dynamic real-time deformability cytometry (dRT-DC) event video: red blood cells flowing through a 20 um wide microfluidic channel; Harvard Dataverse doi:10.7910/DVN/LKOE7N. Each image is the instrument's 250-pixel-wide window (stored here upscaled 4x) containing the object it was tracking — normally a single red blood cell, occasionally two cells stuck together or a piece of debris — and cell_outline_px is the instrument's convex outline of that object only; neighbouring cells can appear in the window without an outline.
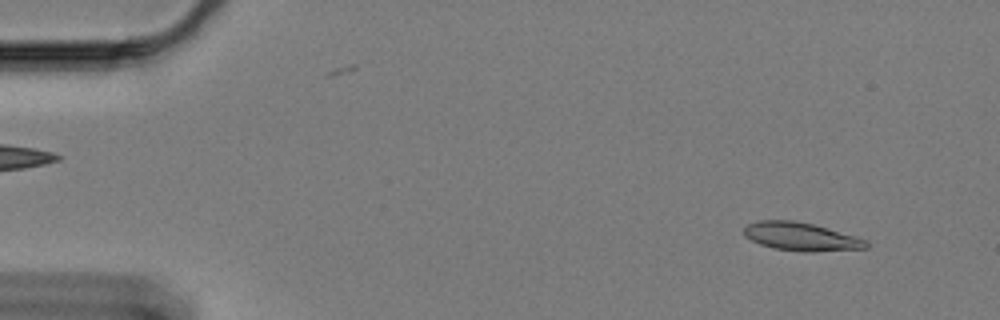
{"species": "Egyptian fruit bat (a non-hibernating species)", "species_latin": "Rousettus aegyptiacus", "temperature_condition": "cold", "stored_images_in_passage": 59, "camera_frame_rate_fps": 3000, "um_per_image_px": 0.085, "animal": {"sex": "female"}, "frame": {"image": 1, "passage_image": 4, "time_ms": 1.0, "image_size_px": [1000, 320], "cell_outline_px": [[868, 248], [812, 252], [800, 252], [772, 248], [760, 244], [744, 236], [744, 228], [748, 224], [756, 220], [792, 220], [812, 224], [856, 236], [868, 240]], "centroid_in_image_um": [68.08, 20.12], "position_along_channel_um": 16.9, "area_um2": 20.23}}
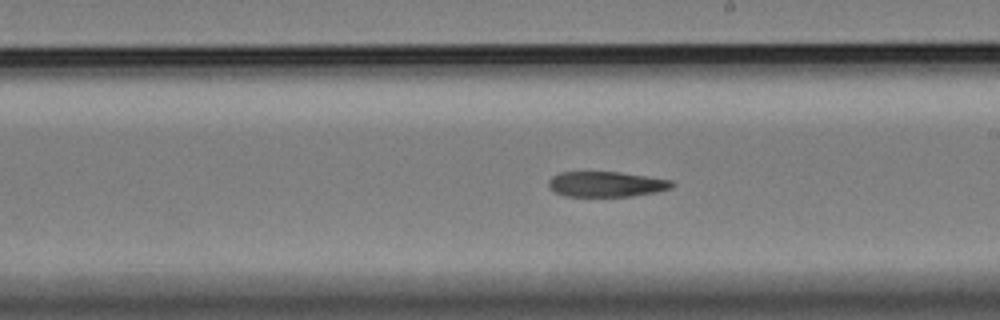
{"frame": {"image": 2, "passage_image": 33, "time_ms": 10.667, "image_size_px": [1000, 320], "cell_outline_px": [[676, 184], [672, 188], [656, 192], [632, 196], [564, 196], [556, 192], [548, 184], [548, 180], [552, 176], [560, 172], [620, 172], [672, 180]], "centroid_in_image_um": [51.56, 15.65], "position_along_channel_um": 237.4, "area_um2": 18.21}}
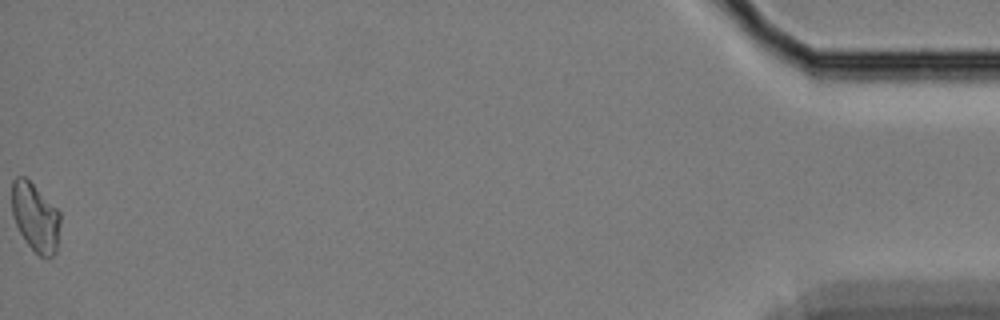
{"frame": {"image": 3, "passage_image": 59, "time_ms": 19.333, "image_size_px": [1000, 320], "cell_outline_px": [[60, 224], [56, 252], [48, 260], [40, 256], [24, 240], [12, 216], [12, 180], [16, 176], [24, 176], [60, 212]], "centroid_in_image_um": [3.0, 18.49], "position_along_channel_um": 432.2, "area_um2": 19.25}, "authors_computed_cell_mechanics": {"area_um2": 19.652, "velocity_mm_per_s": 3.3321, "shape_relaxation_time_tau1_ms": 10.7392, "shape_relaxation_time_tau2_ms": null, "deformation_change_tau1": 0.1926, "deformation_change_tau2": null}}